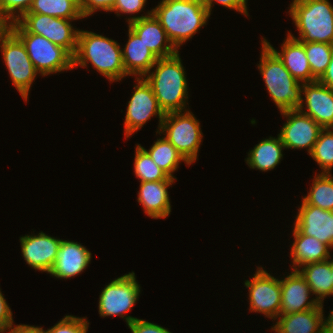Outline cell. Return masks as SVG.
Instances as JSON below:
<instances>
[{
  "label": "cell",
  "mask_w": 333,
  "mask_h": 333,
  "mask_svg": "<svg viewBox=\"0 0 333 333\" xmlns=\"http://www.w3.org/2000/svg\"><path fill=\"white\" fill-rule=\"evenodd\" d=\"M152 13L177 49L206 25L210 17L202 0H162Z\"/></svg>",
  "instance_id": "obj_1"
},
{
  "label": "cell",
  "mask_w": 333,
  "mask_h": 333,
  "mask_svg": "<svg viewBox=\"0 0 333 333\" xmlns=\"http://www.w3.org/2000/svg\"><path fill=\"white\" fill-rule=\"evenodd\" d=\"M157 66V67H156ZM156 69L145 75L163 112L185 110L188 99V86L179 52L167 58L157 59Z\"/></svg>",
  "instance_id": "obj_2"
},
{
  "label": "cell",
  "mask_w": 333,
  "mask_h": 333,
  "mask_svg": "<svg viewBox=\"0 0 333 333\" xmlns=\"http://www.w3.org/2000/svg\"><path fill=\"white\" fill-rule=\"evenodd\" d=\"M88 62L109 81H119L125 76L120 45L112 39L94 32L79 30L73 67H86Z\"/></svg>",
  "instance_id": "obj_3"
},
{
  "label": "cell",
  "mask_w": 333,
  "mask_h": 333,
  "mask_svg": "<svg viewBox=\"0 0 333 333\" xmlns=\"http://www.w3.org/2000/svg\"><path fill=\"white\" fill-rule=\"evenodd\" d=\"M258 69L263 76L270 97L280 112L304 107L303 83L298 82L285 68L278 55L262 41Z\"/></svg>",
  "instance_id": "obj_4"
},
{
  "label": "cell",
  "mask_w": 333,
  "mask_h": 333,
  "mask_svg": "<svg viewBox=\"0 0 333 333\" xmlns=\"http://www.w3.org/2000/svg\"><path fill=\"white\" fill-rule=\"evenodd\" d=\"M290 16L300 33L301 42L333 44V6L328 0H293Z\"/></svg>",
  "instance_id": "obj_5"
},
{
  "label": "cell",
  "mask_w": 333,
  "mask_h": 333,
  "mask_svg": "<svg viewBox=\"0 0 333 333\" xmlns=\"http://www.w3.org/2000/svg\"><path fill=\"white\" fill-rule=\"evenodd\" d=\"M71 20L55 18L37 13H24L7 27L13 33H34L41 35L53 44L63 47L72 56L77 50L79 30L70 24Z\"/></svg>",
  "instance_id": "obj_6"
},
{
  "label": "cell",
  "mask_w": 333,
  "mask_h": 333,
  "mask_svg": "<svg viewBox=\"0 0 333 333\" xmlns=\"http://www.w3.org/2000/svg\"><path fill=\"white\" fill-rule=\"evenodd\" d=\"M0 42V50L12 83L24 101H27L38 71L22 41L7 26H0Z\"/></svg>",
  "instance_id": "obj_7"
},
{
  "label": "cell",
  "mask_w": 333,
  "mask_h": 333,
  "mask_svg": "<svg viewBox=\"0 0 333 333\" xmlns=\"http://www.w3.org/2000/svg\"><path fill=\"white\" fill-rule=\"evenodd\" d=\"M166 113L161 123L160 133L178 150L183 158L192 164L197 160L202 142L200 122L187 109Z\"/></svg>",
  "instance_id": "obj_8"
},
{
  "label": "cell",
  "mask_w": 333,
  "mask_h": 333,
  "mask_svg": "<svg viewBox=\"0 0 333 333\" xmlns=\"http://www.w3.org/2000/svg\"><path fill=\"white\" fill-rule=\"evenodd\" d=\"M24 44L27 54L42 75L73 69V56L63 47L34 33H14Z\"/></svg>",
  "instance_id": "obj_9"
},
{
  "label": "cell",
  "mask_w": 333,
  "mask_h": 333,
  "mask_svg": "<svg viewBox=\"0 0 333 333\" xmlns=\"http://www.w3.org/2000/svg\"><path fill=\"white\" fill-rule=\"evenodd\" d=\"M140 295V285L136 281L135 273L125 274L111 281L99 296V314L101 317L120 316L129 325L136 317L125 316Z\"/></svg>",
  "instance_id": "obj_10"
},
{
  "label": "cell",
  "mask_w": 333,
  "mask_h": 333,
  "mask_svg": "<svg viewBox=\"0 0 333 333\" xmlns=\"http://www.w3.org/2000/svg\"><path fill=\"white\" fill-rule=\"evenodd\" d=\"M137 84L134 86V92L128 102L127 112L124 120L125 136L128 138L152 117L159 118V133L161 123L165 117V113L160 108L158 100L155 97L151 86L143 77H136Z\"/></svg>",
  "instance_id": "obj_11"
},
{
  "label": "cell",
  "mask_w": 333,
  "mask_h": 333,
  "mask_svg": "<svg viewBox=\"0 0 333 333\" xmlns=\"http://www.w3.org/2000/svg\"><path fill=\"white\" fill-rule=\"evenodd\" d=\"M249 289L250 311L277 319L281 307V280L258 267L251 281H245Z\"/></svg>",
  "instance_id": "obj_12"
},
{
  "label": "cell",
  "mask_w": 333,
  "mask_h": 333,
  "mask_svg": "<svg viewBox=\"0 0 333 333\" xmlns=\"http://www.w3.org/2000/svg\"><path fill=\"white\" fill-rule=\"evenodd\" d=\"M281 114L287 120L278 135L285 148H306L310 154L323 128L299 109L285 110Z\"/></svg>",
  "instance_id": "obj_13"
},
{
  "label": "cell",
  "mask_w": 333,
  "mask_h": 333,
  "mask_svg": "<svg viewBox=\"0 0 333 333\" xmlns=\"http://www.w3.org/2000/svg\"><path fill=\"white\" fill-rule=\"evenodd\" d=\"M130 27L149 50L158 58H167L178 53V49L172 44L164 28L152 13L128 18Z\"/></svg>",
  "instance_id": "obj_14"
},
{
  "label": "cell",
  "mask_w": 333,
  "mask_h": 333,
  "mask_svg": "<svg viewBox=\"0 0 333 333\" xmlns=\"http://www.w3.org/2000/svg\"><path fill=\"white\" fill-rule=\"evenodd\" d=\"M61 240L43 232L22 236V256L31 268L49 273L56 260Z\"/></svg>",
  "instance_id": "obj_15"
},
{
  "label": "cell",
  "mask_w": 333,
  "mask_h": 333,
  "mask_svg": "<svg viewBox=\"0 0 333 333\" xmlns=\"http://www.w3.org/2000/svg\"><path fill=\"white\" fill-rule=\"evenodd\" d=\"M295 221V228L301 234L315 237L333 249V211L301 204Z\"/></svg>",
  "instance_id": "obj_16"
},
{
  "label": "cell",
  "mask_w": 333,
  "mask_h": 333,
  "mask_svg": "<svg viewBox=\"0 0 333 333\" xmlns=\"http://www.w3.org/2000/svg\"><path fill=\"white\" fill-rule=\"evenodd\" d=\"M311 290L305 278L298 270L281 280L280 314H292L317 308L320 303L316 299L309 300Z\"/></svg>",
  "instance_id": "obj_17"
},
{
  "label": "cell",
  "mask_w": 333,
  "mask_h": 333,
  "mask_svg": "<svg viewBox=\"0 0 333 333\" xmlns=\"http://www.w3.org/2000/svg\"><path fill=\"white\" fill-rule=\"evenodd\" d=\"M304 93V94H303ZM302 94L305 107L298 108L302 113L313 118L322 128H333V90L319 81L303 83Z\"/></svg>",
  "instance_id": "obj_18"
},
{
  "label": "cell",
  "mask_w": 333,
  "mask_h": 333,
  "mask_svg": "<svg viewBox=\"0 0 333 333\" xmlns=\"http://www.w3.org/2000/svg\"><path fill=\"white\" fill-rule=\"evenodd\" d=\"M91 261V253L78 242L61 240L56 260L49 274L67 279L83 272Z\"/></svg>",
  "instance_id": "obj_19"
},
{
  "label": "cell",
  "mask_w": 333,
  "mask_h": 333,
  "mask_svg": "<svg viewBox=\"0 0 333 333\" xmlns=\"http://www.w3.org/2000/svg\"><path fill=\"white\" fill-rule=\"evenodd\" d=\"M287 38L284 40L279 52L263 38L264 42L278 55V57L284 63L285 68L291 73V75L301 83H312L318 81L310 70V64L307 60L304 44L292 38L287 34Z\"/></svg>",
  "instance_id": "obj_20"
},
{
  "label": "cell",
  "mask_w": 333,
  "mask_h": 333,
  "mask_svg": "<svg viewBox=\"0 0 333 333\" xmlns=\"http://www.w3.org/2000/svg\"><path fill=\"white\" fill-rule=\"evenodd\" d=\"M174 180L147 181L140 183L138 203L151 218H166L171 212L168 187Z\"/></svg>",
  "instance_id": "obj_21"
},
{
  "label": "cell",
  "mask_w": 333,
  "mask_h": 333,
  "mask_svg": "<svg viewBox=\"0 0 333 333\" xmlns=\"http://www.w3.org/2000/svg\"><path fill=\"white\" fill-rule=\"evenodd\" d=\"M128 41L122 50V61L127 75L144 77L151 71L157 57L142 42V39L129 27Z\"/></svg>",
  "instance_id": "obj_22"
},
{
  "label": "cell",
  "mask_w": 333,
  "mask_h": 333,
  "mask_svg": "<svg viewBox=\"0 0 333 333\" xmlns=\"http://www.w3.org/2000/svg\"><path fill=\"white\" fill-rule=\"evenodd\" d=\"M323 302L317 308L296 312L292 314H280L276 324L271 330L276 333H324L323 332Z\"/></svg>",
  "instance_id": "obj_23"
},
{
  "label": "cell",
  "mask_w": 333,
  "mask_h": 333,
  "mask_svg": "<svg viewBox=\"0 0 333 333\" xmlns=\"http://www.w3.org/2000/svg\"><path fill=\"white\" fill-rule=\"evenodd\" d=\"M294 242L291 247V257L293 259L292 270H298L302 266L330 259L331 249L328 245L320 242L315 237L301 234L295 227L293 229Z\"/></svg>",
  "instance_id": "obj_24"
},
{
  "label": "cell",
  "mask_w": 333,
  "mask_h": 333,
  "mask_svg": "<svg viewBox=\"0 0 333 333\" xmlns=\"http://www.w3.org/2000/svg\"><path fill=\"white\" fill-rule=\"evenodd\" d=\"M298 271L310 286L316 300L322 303L327 296H333V278L331 272V260L309 263Z\"/></svg>",
  "instance_id": "obj_25"
},
{
  "label": "cell",
  "mask_w": 333,
  "mask_h": 333,
  "mask_svg": "<svg viewBox=\"0 0 333 333\" xmlns=\"http://www.w3.org/2000/svg\"><path fill=\"white\" fill-rule=\"evenodd\" d=\"M285 146L282 143L280 136L260 141L248 153L246 163L251 169H258L261 171H268L274 169L283 157L282 149Z\"/></svg>",
  "instance_id": "obj_26"
},
{
  "label": "cell",
  "mask_w": 333,
  "mask_h": 333,
  "mask_svg": "<svg viewBox=\"0 0 333 333\" xmlns=\"http://www.w3.org/2000/svg\"><path fill=\"white\" fill-rule=\"evenodd\" d=\"M55 18L77 20L84 18L77 0H33L28 12Z\"/></svg>",
  "instance_id": "obj_27"
},
{
  "label": "cell",
  "mask_w": 333,
  "mask_h": 333,
  "mask_svg": "<svg viewBox=\"0 0 333 333\" xmlns=\"http://www.w3.org/2000/svg\"><path fill=\"white\" fill-rule=\"evenodd\" d=\"M141 147L149 154L154 163L171 178H175L172 173L177 170L180 161L190 165L165 137L157 139L149 150Z\"/></svg>",
  "instance_id": "obj_28"
},
{
  "label": "cell",
  "mask_w": 333,
  "mask_h": 333,
  "mask_svg": "<svg viewBox=\"0 0 333 333\" xmlns=\"http://www.w3.org/2000/svg\"><path fill=\"white\" fill-rule=\"evenodd\" d=\"M302 204H309L323 210L333 211V176L330 173L315 175L312 187Z\"/></svg>",
  "instance_id": "obj_29"
},
{
  "label": "cell",
  "mask_w": 333,
  "mask_h": 333,
  "mask_svg": "<svg viewBox=\"0 0 333 333\" xmlns=\"http://www.w3.org/2000/svg\"><path fill=\"white\" fill-rule=\"evenodd\" d=\"M312 75L319 80L326 72L333 54V44L322 42H302Z\"/></svg>",
  "instance_id": "obj_30"
},
{
  "label": "cell",
  "mask_w": 333,
  "mask_h": 333,
  "mask_svg": "<svg viewBox=\"0 0 333 333\" xmlns=\"http://www.w3.org/2000/svg\"><path fill=\"white\" fill-rule=\"evenodd\" d=\"M135 150L134 172L141 182L176 179L171 178L165 171L158 167L140 144H137Z\"/></svg>",
  "instance_id": "obj_31"
},
{
  "label": "cell",
  "mask_w": 333,
  "mask_h": 333,
  "mask_svg": "<svg viewBox=\"0 0 333 333\" xmlns=\"http://www.w3.org/2000/svg\"><path fill=\"white\" fill-rule=\"evenodd\" d=\"M330 129H322L312 152L309 154L322 169L321 173L329 174L333 167V131Z\"/></svg>",
  "instance_id": "obj_32"
},
{
  "label": "cell",
  "mask_w": 333,
  "mask_h": 333,
  "mask_svg": "<svg viewBox=\"0 0 333 333\" xmlns=\"http://www.w3.org/2000/svg\"><path fill=\"white\" fill-rule=\"evenodd\" d=\"M32 2L33 0H0V26H7L18 20L28 12Z\"/></svg>",
  "instance_id": "obj_33"
},
{
  "label": "cell",
  "mask_w": 333,
  "mask_h": 333,
  "mask_svg": "<svg viewBox=\"0 0 333 333\" xmlns=\"http://www.w3.org/2000/svg\"><path fill=\"white\" fill-rule=\"evenodd\" d=\"M89 322L86 318L66 315L57 324L47 330V333H87Z\"/></svg>",
  "instance_id": "obj_34"
},
{
  "label": "cell",
  "mask_w": 333,
  "mask_h": 333,
  "mask_svg": "<svg viewBox=\"0 0 333 333\" xmlns=\"http://www.w3.org/2000/svg\"><path fill=\"white\" fill-rule=\"evenodd\" d=\"M117 0H83L81 3V12L83 17L91 16L97 10L106 12L113 9Z\"/></svg>",
  "instance_id": "obj_35"
},
{
  "label": "cell",
  "mask_w": 333,
  "mask_h": 333,
  "mask_svg": "<svg viewBox=\"0 0 333 333\" xmlns=\"http://www.w3.org/2000/svg\"><path fill=\"white\" fill-rule=\"evenodd\" d=\"M147 0H117L112 12L120 16V13L123 14H135L141 12L145 6Z\"/></svg>",
  "instance_id": "obj_36"
},
{
  "label": "cell",
  "mask_w": 333,
  "mask_h": 333,
  "mask_svg": "<svg viewBox=\"0 0 333 333\" xmlns=\"http://www.w3.org/2000/svg\"><path fill=\"white\" fill-rule=\"evenodd\" d=\"M128 327L132 333H171L168 329L160 325L138 318L131 322Z\"/></svg>",
  "instance_id": "obj_37"
},
{
  "label": "cell",
  "mask_w": 333,
  "mask_h": 333,
  "mask_svg": "<svg viewBox=\"0 0 333 333\" xmlns=\"http://www.w3.org/2000/svg\"><path fill=\"white\" fill-rule=\"evenodd\" d=\"M213 1L227 7L229 9H234L243 15L248 16L247 11V0H202L204 6L207 8L209 15H211Z\"/></svg>",
  "instance_id": "obj_38"
},
{
  "label": "cell",
  "mask_w": 333,
  "mask_h": 333,
  "mask_svg": "<svg viewBox=\"0 0 333 333\" xmlns=\"http://www.w3.org/2000/svg\"><path fill=\"white\" fill-rule=\"evenodd\" d=\"M12 312L0 290V333H4L13 325Z\"/></svg>",
  "instance_id": "obj_39"
},
{
  "label": "cell",
  "mask_w": 333,
  "mask_h": 333,
  "mask_svg": "<svg viewBox=\"0 0 333 333\" xmlns=\"http://www.w3.org/2000/svg\"><path fill=\"white\" fill-rule=\"evenodd\" d=\"M7 333H47V330L45 331L41 327L21 324L16 325L15 327L12 325Z\"/></svg>",
  "instance_id": "obj_40"
},
{
  "label": "cell",
  "mask_w": 333,
  "mask_h": 333,
  "mask_svg": "<svg viewBox=\"0 0 333 333\" xmlns=\"http://www.w3.org/2000/svg\"><path fill=\"white\" fill-rule=\"evenodd\" d=\"M318 81L333 90V54L326 72Z\"/></svg>",
  "instance_id": "obj_41"
},
{
  "label": "cell",
  "mask_w": 333,
  "mask_h": 333,
  "mask_svg": "<svg viewBox=\"0 0 333 333\" xmlns=\"http://www.w3.org/2000/svg\"><path fill=\"white\" fill-rule=\"evenodd\" d=\"M323 332L333 333V310L330 312L327 319L323 318Z\"/></svg>",
  "instance_id": "obj_42"
},
{
  "label": "cell",
  "mask_w": 333,
  "mask_h": 333,
  "mask_svg": "<svg viewBox=\"0 0 333 333\" xmlns=\"http://www.w3.org/2000/svg\"><path fill=\"white\" fill-rule=\"evenodd\" d=\"M331 272H332V278H333V259H331Z\"/></svg>",
  "instance_id": "obj_43"
}]
</instances>
